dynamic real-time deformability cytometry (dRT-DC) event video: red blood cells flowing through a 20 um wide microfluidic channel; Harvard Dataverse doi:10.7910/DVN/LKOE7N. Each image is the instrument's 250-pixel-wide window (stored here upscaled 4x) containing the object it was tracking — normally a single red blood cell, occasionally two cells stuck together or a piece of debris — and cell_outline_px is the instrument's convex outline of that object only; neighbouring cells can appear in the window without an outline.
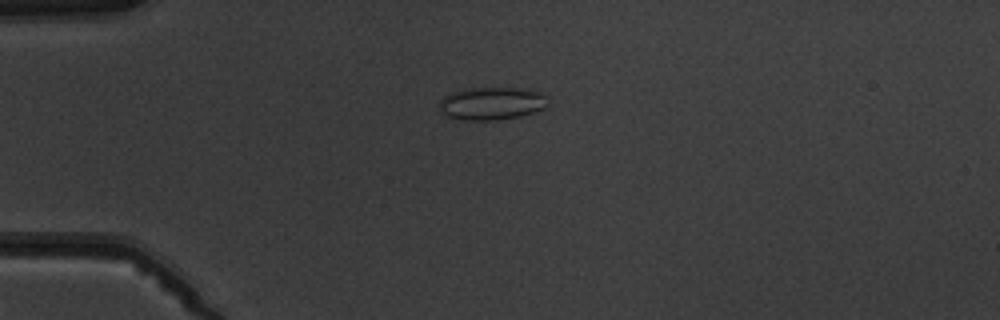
{"species": "common noctule bat (a hibernating species)", "species_latin": "Nyctalus noctula", "temperature_condition": "warm", "stored_images_in_passage": 5, "camera_frame_rate_fps": 3000, "um_per_image_px": 0.085, "animal": {"sex": "male", "body_mass_g": 19.5, "forearm_length_mm": 54.6}, "frame": {"image": 1, "passage_image": 4, "time_ms": 3.667, "image_size_px": [1000, 320], "cell_outline_px": [[548, 104], [544, 108], [520, 116], [496, 120], [468, 120], [444, 116], [440, 108], [440, 100], [448, 92], [468, 88], [528, 88], [540, 92], [544, 96]], "centroid_in_image_um": [41.76, 8.78], "position_along_channel_um": 43.2, "area_um2": 20.81}}